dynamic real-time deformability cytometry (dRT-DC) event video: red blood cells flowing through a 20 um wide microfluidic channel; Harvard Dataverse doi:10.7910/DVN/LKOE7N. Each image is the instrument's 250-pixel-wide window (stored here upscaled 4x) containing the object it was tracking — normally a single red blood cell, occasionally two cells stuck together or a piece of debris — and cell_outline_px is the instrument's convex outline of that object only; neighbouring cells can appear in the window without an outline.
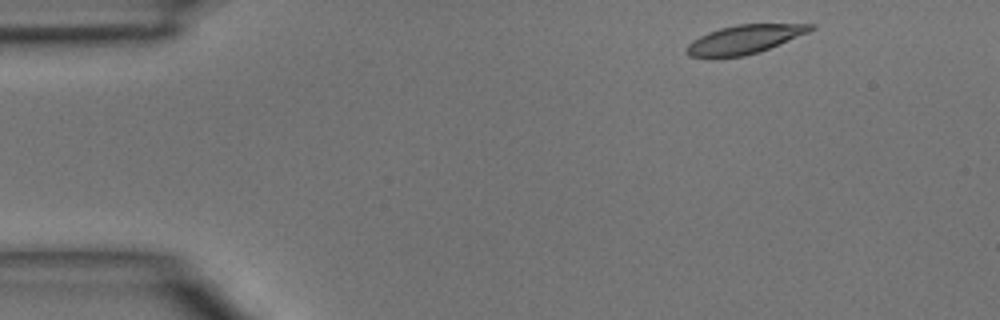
{"species": "common noctule bat (a hibernating species)", "species_latin": "Nyctalus noctula", "temperature_condition": "room temperature", "stored_images_in_passage": 3, "camera_frame_rate_fps": 3000, "um_per_image_px": 0.085, "animal": {"sex": "male", "body_mass_g": 15.6}, "frame": {"image": 1, "passage_image": 1, "time_ms": 0.0, "image_size_px": [1000, 320], "cell_outline_px": [[816, 28], [808, 32], [768, 48], [744, 56], [688, 56], [684, 52], [688, 44], [692, 40], [708, 32], [720, 28], [736, 24], [816, 24]], "centroid_in_image_um": [63.26, 3.32], "position_along_channel_um": 21.7, "area_um2": 20.29}}